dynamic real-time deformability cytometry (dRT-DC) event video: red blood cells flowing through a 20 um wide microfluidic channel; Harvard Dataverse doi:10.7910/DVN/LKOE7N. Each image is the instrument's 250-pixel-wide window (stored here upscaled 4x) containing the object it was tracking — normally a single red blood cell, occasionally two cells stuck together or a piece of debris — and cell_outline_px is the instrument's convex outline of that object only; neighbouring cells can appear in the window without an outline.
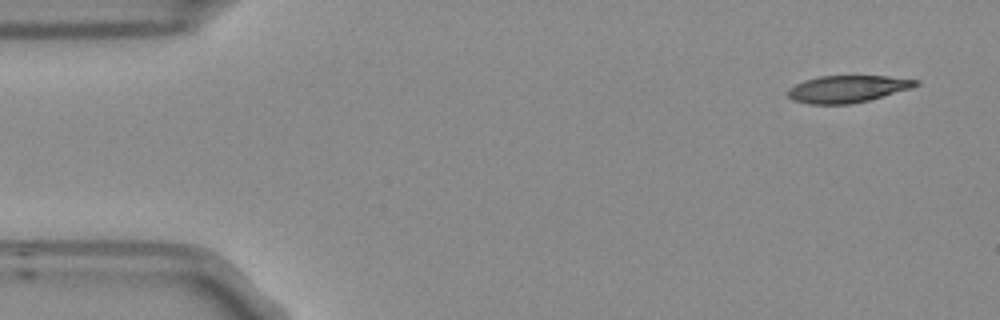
{"species": "Egyptian fruit bat (a non-hibernating species)", "species_latin": "Rousettus aegyptiacus", "temperature_condition": "room temperature", "stored_images_in_passage": 4, "camera_frame_rate_fps": 3000, "um_per_image_px": 0.085, "frame": {"image": 1, "passage_image": 1, "time_ms": 0.0, "image_size_px": [1000, 320], "cell_outline_px": [[920, 84], [908, 88], [868, 100], [848, 104], [808, 104], [792, 100], [784, 92], [788, 88], [804, 80], [820, 76], [888, 76], [920, 80]], "centroid_in_image_um": [71.95, 7.55], "position_along_channel_um": 13.0, "area_um2": 20.06}}
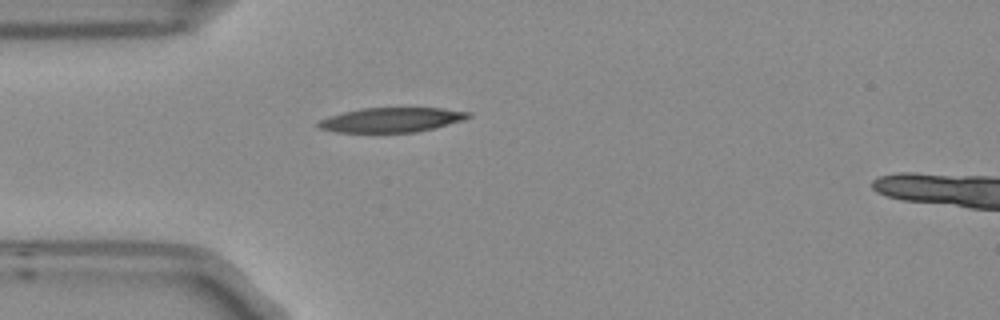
{"frame": {"image": 2, "passage_image": 4, "time_ms": 1.0, "image_size_px": [1000, 320], "cell_outline_px": [[472, 116], [464, 120], [416, 132], [336, 132], [320, 128], [316, 124], [320, 120], [328, 116], [360, 108], [444, 108], [472, 112]], "centroid_in_image_um": [33.3, 10.18], "position_along_channel_um": 51.7, "area_um2": 21.44}}